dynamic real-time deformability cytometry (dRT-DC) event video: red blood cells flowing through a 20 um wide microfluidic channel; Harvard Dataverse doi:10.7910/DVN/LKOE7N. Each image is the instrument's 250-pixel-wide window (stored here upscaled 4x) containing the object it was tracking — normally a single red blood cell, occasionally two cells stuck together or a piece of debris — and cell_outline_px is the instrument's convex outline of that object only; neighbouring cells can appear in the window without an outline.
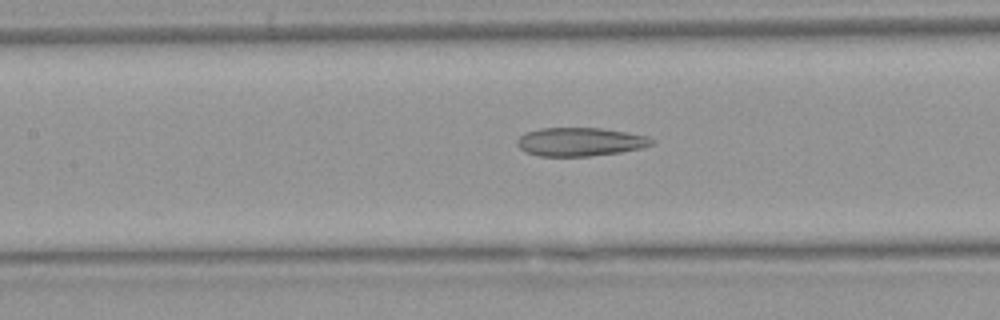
{"species": "Egyptian fruit bat (a non-hibernating species)", "species_latin": "Rousettus aegyptiacus", "temperature_condition": "warm", "stored_images_in_passage": 38, "camera_frame_rate_fps": 3000, "um_per_image_px": 0.085, "animal": {"sex": "female"}, "frame": {"image": 1, "passage_image": 15, "time_ms": 4.667, "image_size_px": [1000, 320], "cell_outline_px": [[656, 140], [652, 144], [640, 148], [620, 152], [588, 156], [540, 156], [528, 152], [520, 148], [516, 144], [516, 140], [524, 132], [540, 128], [600, 128], [648, 136]], "centroid_in_image_um": [49.29, 12.05], "position_along_channel_um": 158.1, "area_um2": 22.25}}
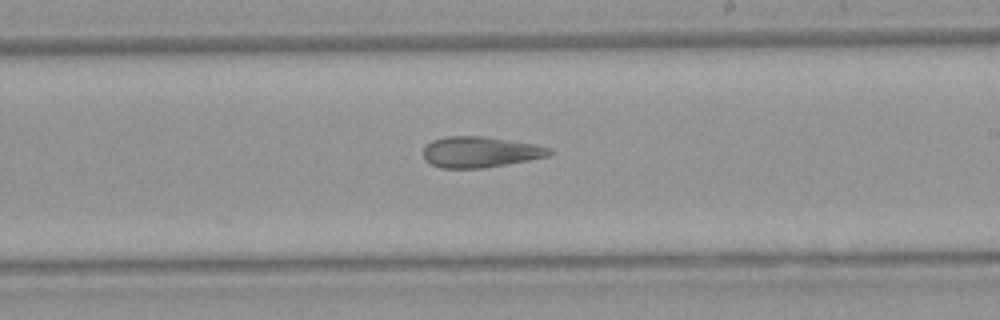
{"frame": {"image": 2, "passage_image": 22, "time_ms": 7.0, "image_size_px": [1000, 320], "cell_outline_px": [[552, 152], [548, 156], [528, 160], [484, 168], [440, 168], [424, 160], [424, 148], [432, 140], [448, 136], [484, 136], [532, 144], [552, 148]], "centroid_in_image_um": [40.79, 12.92], "position_along_channel_um": 248.2, "area_um2": 22.48}}
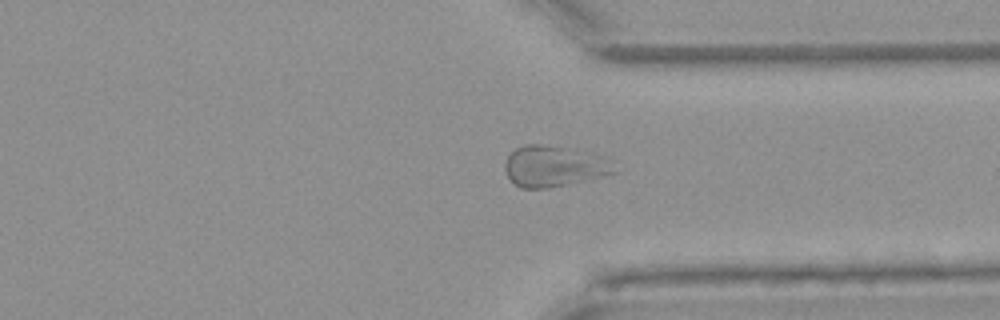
{"frame": {"image": 3, "passage_image": 31, "time_ms": 10.0, "image_size_px": [1000, 320], "cell_outline_px": [[616, 172], [600, 176], [548, 188], [520, 188], [508, 176], [504, 168], [504, 164], [508, 156], [516, 148], [524, 144], [540, 144], [576, 148], [596, 152], [608, 156]], "centroid_in_image_um": [47.11, 14.08], "position_along_channel_um": 364.3, "area_um2": 26.3}, "authors_computed_cell_mechanics": {"area_um2": 24.3338, "velocity_mm_per_s": 3.8881, "shape_relaxation_time_tau1_ms": null, "shape_relaxation_time_tau2_ms": 2.6868, "deformation_change_tau1": null, "deformation_change_tau2": 0.1119}}